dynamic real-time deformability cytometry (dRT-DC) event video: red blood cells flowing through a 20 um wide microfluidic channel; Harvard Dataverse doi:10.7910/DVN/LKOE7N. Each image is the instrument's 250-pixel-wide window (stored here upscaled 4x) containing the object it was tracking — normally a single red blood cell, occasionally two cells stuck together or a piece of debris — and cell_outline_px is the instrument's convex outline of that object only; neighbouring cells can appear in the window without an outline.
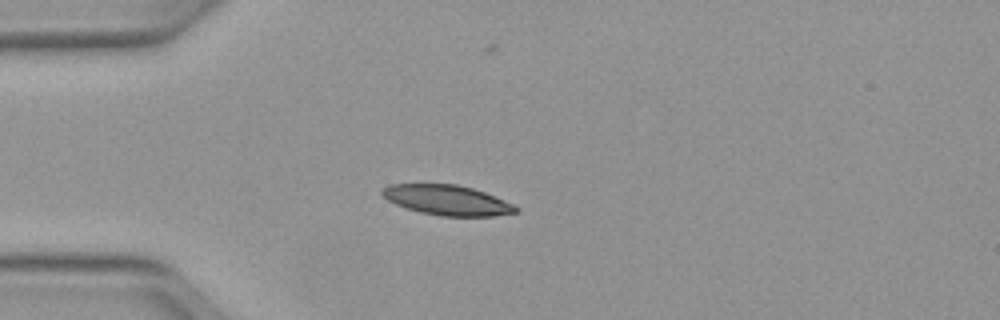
{"species": "Egyptian fruit bat (a non-hibernating species)", "species_latin": "Rousettus aegyptiacus", "temperature_condition": "warm", "stored_images_in_passage": 28, "camera_frame_rate_fps": 3000, "um_per_image_px": 0.085, "animal": {"sex": "female"}, "frame": {"image": 1, "passage_image": 1, "time_ms": 0.0, "image_size_px": [1000, 320], "cell_outline_px": [[520, 208], [516, 212], [492, 216], [440, 216], [420, 212], [396, 204], [388, 200], [380, 192], [384, 188], [392, 184], [456, 184], [472, 188], [484, 192], [504, 200]], "centroid_in_image_um": [38.02, 17.01], "position_along_channel_um": 47.0, "area_um2": 23.12}}
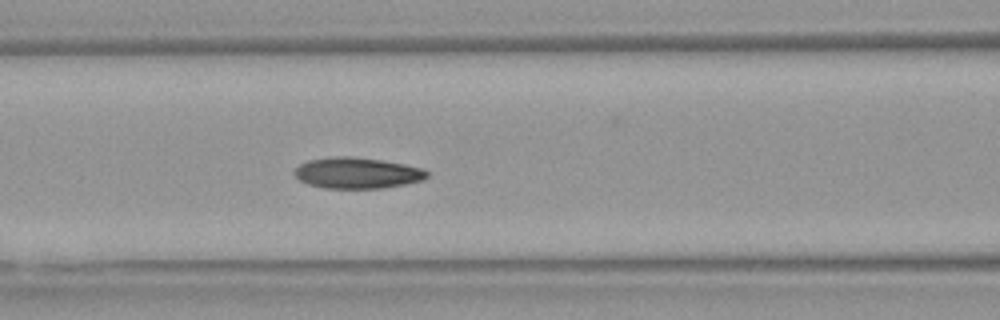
{"frame": {"image": 2, "passage_image": 9, "time_ms": 2.667, "image_size_px": [1000, 320], "cell_outline_px": [[428, 176], [424, 180], [384, 188], [324, 188], [308, 184], [300, 180], [292, 172], [300, 164], [308, 160], [336, 156], [352, 156], [380, 160], [404, 164], [420, 168], [428, 172]], "centroid_in_image_um": [30.34, 14.7], "position_along_channel_um": 136.3, "area_um2": 23.87}}
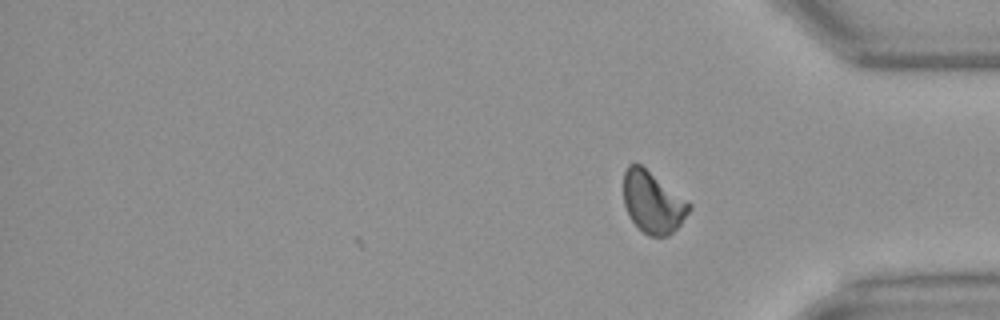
{"frame": {"image": 3, "passage_image": 28, "time_ms": 9.0, "image_size_px": [1000, 320], "cell_outline_px": [[692, 208], [680, 224], [668, 236], [648, 236], [632, 220], [624, 204], [624, 172], [628, 164], [640, 164], [688, 200], [692, 204]], "centroid_in_image_um": [55.51, 17.18], "position_along_channel_um": 379.7, "area_um2": 23.35}, "authors_computed_cell_mechanics": {"area_um2": 23.5824, "velocity_mm_per_s": 3.9735, "shape_relaxation_time_tau1_ms": 5.1781, "shape_relaxation_time_tau2_ms": 2.9052, "deformation_change_tau1": 0.1521, "deformation_change_tau2": 0.0842}}